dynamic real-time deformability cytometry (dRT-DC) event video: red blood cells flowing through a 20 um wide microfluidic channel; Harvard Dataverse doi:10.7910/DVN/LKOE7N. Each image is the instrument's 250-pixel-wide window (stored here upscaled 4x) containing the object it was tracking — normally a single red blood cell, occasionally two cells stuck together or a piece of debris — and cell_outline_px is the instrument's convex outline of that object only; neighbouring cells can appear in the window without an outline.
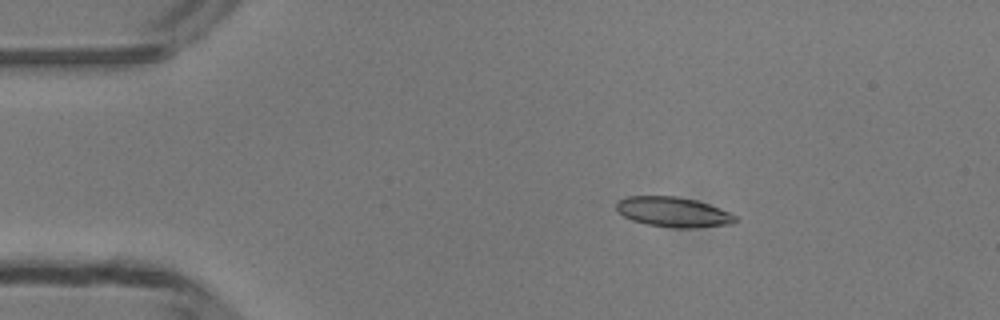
{"species": "common noctule bat (a hibernating species)", "species_latin": "Nyctalus noctula", "temperature_condition": "room temperature", "stored_images_in_passage": 48, "camera_frame_rate_fps": 3000, "um_per_image_px": 0.085, "animal": {"sex": "male", "body_mass_g": 13.3}, "frame": {"image": 1, "passage_image": 8, "time_ms": 2.333, "image_size_px": [1000, 320], "cell_outline_px": [[736, 220], [732, 224], [692, 228], [676, 228], [648, 224], [632, 220], [624, 216], [616, 208], [616, 200], [628, 196], [676, 196], [696, 200], [708, 204], [728, 212], [736, 216]], "centroid_in_image_um": [57.2, 18.01], "position_along_channel_um": 27.8, "area_um2": 20.63}}
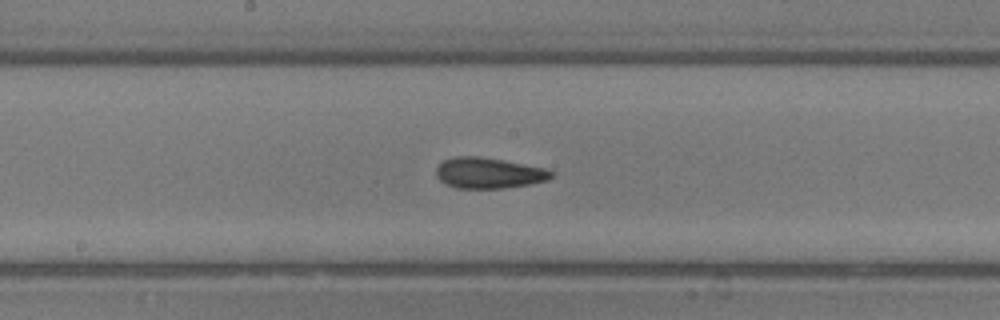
{"frame": {"image": 2, "passage_image": 25, "time_ms": 8.0, "image_size_px": [1000, 320], "cell_outline_px": [[552, 176], [548, 180], [532, 184], [504, 188], [456, 188], [444, 184], [436, 176], [436, 168], [444, 160], [456, 156], [480, 156], [548, 168], [552, 172]], "centroid_in_image_um": [41.55, 14.71], "position_along_channel_um": 206.7, "area_um2": 20.81}}
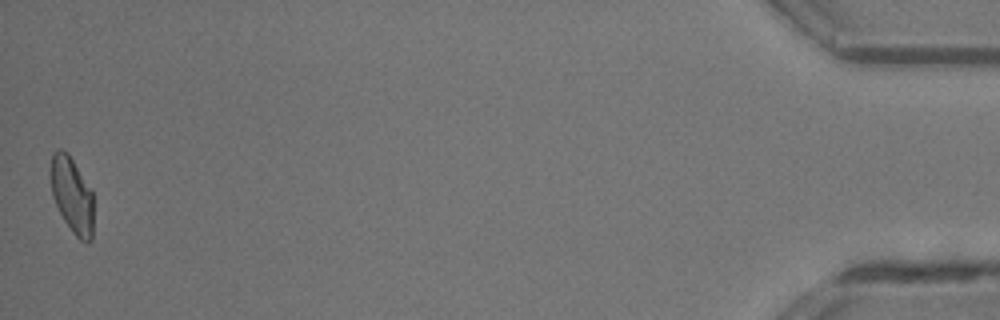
{"frame": {"image": 3, "passage_image": 48, "time_ms": 15.667, "image_size_px": [1000, 320], "cell_outline_px": [[92, 240], [88, 244], [80, 240], [72, 232], [64, 220], [52, 196], [52, 152], [56, 148], [60, 148], [68, 152], [92, 192]], "centroid_in_image_um": [6.13, 16.6], "position_along_channel_um": 429.1, "area_um2": 18.61}, "authors_computed_cell_mechanics": {"area_um2": 20.1144, "velocity_mm_per_s": 4.2083, "shape_relaxation_time_tau1_ms": 4.6104, "shape_relaxation_time_tau2_ms": 2.1102, "deformation_change_tau1": 0.1559, "deformation_change_tau2": 0.103}}